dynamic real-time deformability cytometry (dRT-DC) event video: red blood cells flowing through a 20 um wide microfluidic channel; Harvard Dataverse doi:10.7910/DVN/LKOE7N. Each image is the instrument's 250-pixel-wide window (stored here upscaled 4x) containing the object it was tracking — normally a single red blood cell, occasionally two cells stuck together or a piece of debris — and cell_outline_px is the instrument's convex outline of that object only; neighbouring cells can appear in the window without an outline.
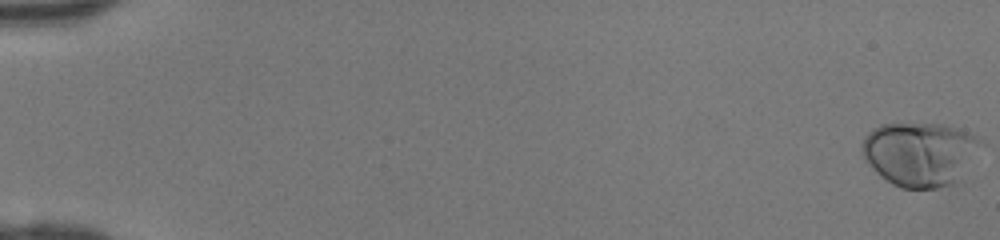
{"species": "human", "species_latin": "Homo sapiens", "temperature_condition": "room temperature", "stored_images_in_passage": 47, "camera_frame_rate_fps": 3000, "um_per_image_px": 0.085, "donor": {"sex": "female"}, "frame": {"image": 1, "passage_image": 1, "time_ms": 0.0, "image_size_px": [1000, 240], "cell_outline_px": [[980, 140], [960, 180], [956, 184], [936, 188], [900, 188], [892, 184], [876, 172], [864, 160], [860, 148], [864, 136], [868, 132], [880, 124], [940, 124], [968, 132], [976, 136]], "centroid_in_image_um": [78.1, 13.09], "position_along_channel_um": 6.9, "area_um2": 43.87}}
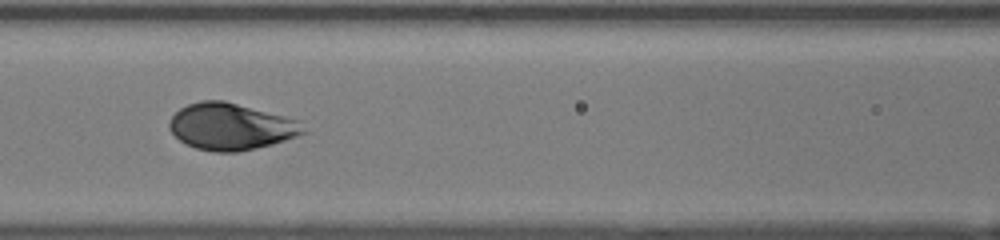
{"frame": {"image": 2, "passage_image": 23, "time_ms": 7.333, "image_size_px": [1000, 240], "cell_outline_px": [[308, 132], [272, 144], [240, 152], [212, 152], [196, 148], [184, 144], [168, 128], [168, 124], [172, 116], [180, 108], [188, 104], [204, 100], [224, 100], [284, 116], [296, 120]], "centroid_in_image_um": [19.59, 10.77], "position_along_channel_um": 147.0, "area_um2": 36.3}}
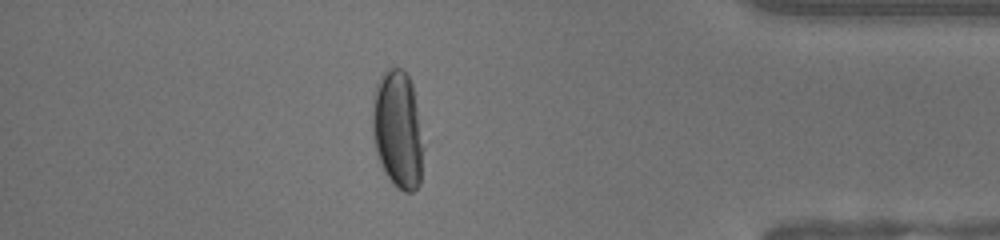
{"frame": {"image": 3, "passage_image": 42, "time_ms": 13.667, "image_size_px": [1000, 240], "cell_outline_px": [[424, 148], [420, 184], [412, 192], [404, 192], [396, 188], [392, 184], [384, 172], [376, 152], [372, 132], [372, 96], [376, 84], [380, 76], [388, 68], [400, 68], [408, 76], [412, 84]], "centroid_in_image_um": [33.79, 11.04], "position_along_channel_um": 401.4, "area_um2": 35.37}}